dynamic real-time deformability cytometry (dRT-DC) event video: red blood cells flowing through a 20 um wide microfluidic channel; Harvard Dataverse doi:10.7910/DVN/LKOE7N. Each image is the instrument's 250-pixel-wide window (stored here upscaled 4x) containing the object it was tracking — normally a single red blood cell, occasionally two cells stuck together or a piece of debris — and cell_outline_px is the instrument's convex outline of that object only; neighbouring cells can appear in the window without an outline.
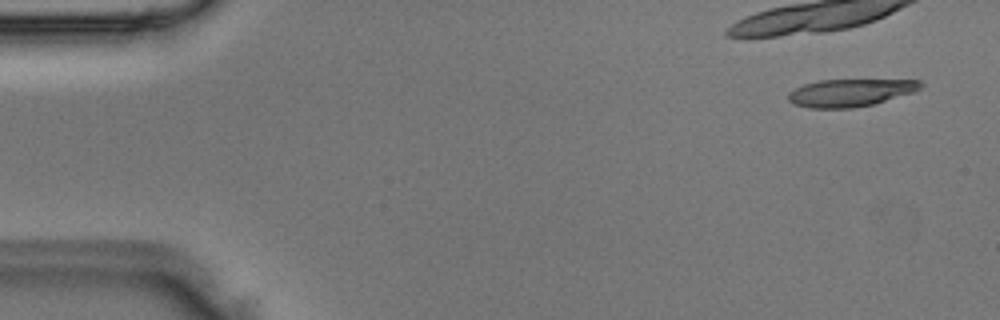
{"species": "Egyptian fruit bat (a non-hibernating species)", "species_latin": "Rousettus aegyptiacus", "temperature_condition": "room temperature", "stored_images_in_passage": 5, "camera_frame_rate_fps": 3000, "um_per_image_px": 0.085, "animal": {"sex": "male"}, "frame": {"image": 1, "passage_image": 1, "time_ms": 0.0, "image_size_px": [1000, 320], "cell_outline_px": [[924, 84], [920, 88], [912, 92], [872, 104], [852, 108], [808, 108], [792, 104], [788, 100], [788, 92], [804, 84], [816, 80], [920, 80]], "centroid_in_image_um": [72.21, 7.88], "position_along_channel_um": 12.8, "area_um2": 21.1}}